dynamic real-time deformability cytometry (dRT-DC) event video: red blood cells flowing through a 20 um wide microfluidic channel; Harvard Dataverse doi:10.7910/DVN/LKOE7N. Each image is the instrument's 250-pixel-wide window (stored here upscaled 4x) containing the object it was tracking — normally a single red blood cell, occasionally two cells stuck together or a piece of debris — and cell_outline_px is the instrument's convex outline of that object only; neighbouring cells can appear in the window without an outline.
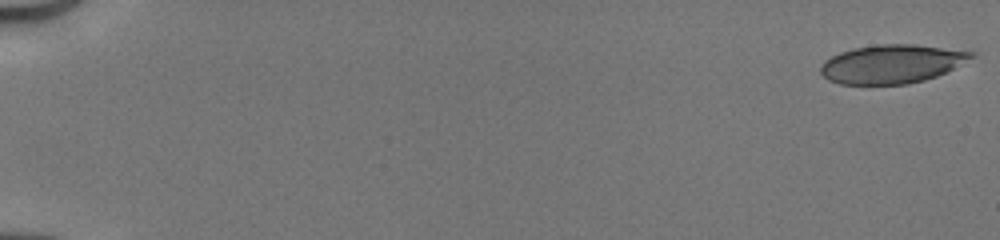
{"species": "human", "species_latin": "Homo sapiens", "temperature_condition": "cold", "stored_images_in_passage": 51, "camera_frame_rate_fps": 3000, "um_per_image_px": 0.085, "donor": {"sex": "male"}, "frame": {"image": 1, "passage_image": 1, "time_ms": 0.0, "image_size_px": [1000, 240], "cell_outline_px": [[976, 56], [936, 76], [924, 80], [908, 84], [840, 84], [828, 80], [820, 72], [820, 68], [824, 60], [840, 52], [852, 48], [880, 44], [916, 44], [976, 52]], "centroid_in_image_um": [75.78, 5.43], "position_along_channel_um": 9.2, "area_um2": 33.87}}
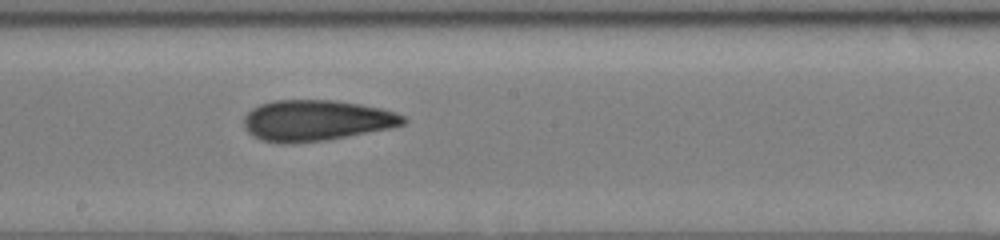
{"frame": {"image": 2, "passage_image": 30, "time_ms": 9.667, "image_size_px": [1000, 240], "cell_outline_px": [[408, 120], [404, 124], [392, 128], [324, 140], [292, 144], [280, 144], [264, 140], [252, 136], [244, 128], [244, 116], [252, 108], [260, 104], [272, 100], [332, 100], [360, 104], [380, 108], [396, 112], [404, 116]], "centroid_in_image_um": [26.87, 10.24], "position_along_channel_um": 221.3, "area_um2": 38.15}}
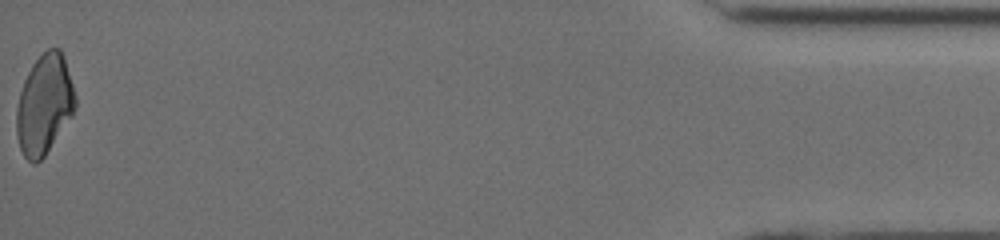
{"frame": {"image": 3, "passage_image": 51, "time_ms": 16.667, "image_size_px": [1000, 240], "cell_outline_px": [[76, 108], [72, 116], [44, 156], [36, 164], [32, 164], [24, 156], [20, 148], [16, 132], [16, 108], [20, 92], [24, 80], [32, 64], [48, 48], [60, 48], [64, 56], [76, 96]], "centroid_in_image_um": [3.77, 8.89], "position_along_channel_um": 431.4, "area_um2": 34.16}, "authors_computed_cell_mechanics": {"area_um2": 36.6452, "velocity_mm_per_s": 4.1685, "shape_relaxation_time_tau1_ms": 8.7679, "shape_relaxation_time_tau2_ms": 2.4214, "deformation_change_tau1": 0.1961, "deformation_change_tau2": 0.1138}}